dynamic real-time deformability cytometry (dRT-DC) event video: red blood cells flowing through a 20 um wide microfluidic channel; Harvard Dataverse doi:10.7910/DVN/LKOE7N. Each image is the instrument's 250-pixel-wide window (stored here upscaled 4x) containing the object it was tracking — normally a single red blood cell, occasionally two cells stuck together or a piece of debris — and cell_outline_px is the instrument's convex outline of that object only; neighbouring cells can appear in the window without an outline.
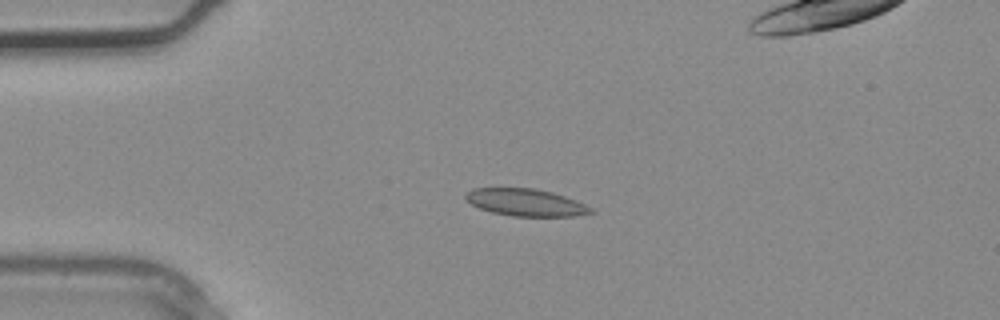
{"species": "common noctule bat (a hibernating species)", "species_latin": "Nyctalus noctula", "temperature_condition": "warm", "stored_images_in_passage": 4, "camera_frame_rate_fps": 3000, "um_per_image_px": 0.085, "animal": {"sex": "male", "body_mass_g": 20.4}, "frame": {"image": 1, "passage_image": 3, "time_ms": 0.667, "image_size_px": [1000, 320], "cell_outline_px": [[596, 212], [572, 216], [512, 216], [492, 212], [480, 208], [472, 204], [464, 196], [464, 192], [472, 188], [532, 188], [552, 192], [576, 200], [592, 208]], "centroid_in_image_um": [44.67, 17.2], "position_along_channel_um": 40.3, "area_um2": 19.77}}